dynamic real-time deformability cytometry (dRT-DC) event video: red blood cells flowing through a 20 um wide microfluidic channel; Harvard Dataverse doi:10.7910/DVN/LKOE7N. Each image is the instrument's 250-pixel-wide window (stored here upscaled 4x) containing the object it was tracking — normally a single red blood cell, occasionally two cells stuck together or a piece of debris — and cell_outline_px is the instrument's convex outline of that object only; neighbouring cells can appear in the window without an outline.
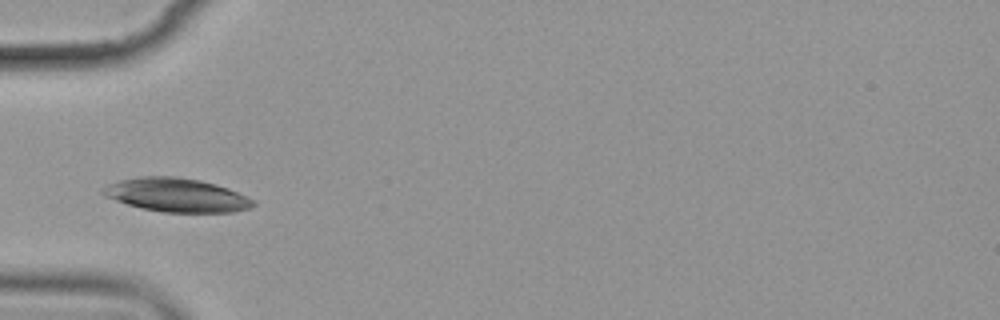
{"species": "common noctule bat (a hibernating species)", "species_latin": "Nyctalus noctula", "temperature_condition": "cold", "stored_images_in_passage": 10, "camera_frame_rate_fps": 3000, "um_per_image_px": 0.085, "animal": {"sex": "female", "body_mass_g": 19.9}, "frame": {"image": 1, "passage_image": 6, "time_ms": 6.0, "image_size_px": [1000, 320], "cell_outline_px": [[256, 204], [248, 208], [232, 212], [164, 212], [140, 208], [104, 196], [100, 192], [108, 184], [120, 180], [140, 176], [176, 176], [200, 180], [216, 184], [228, 188], [248, 196], [256, 200]], "centroid_in_image_um": [15.03, 16.57], "position_along_channel_um": 70.0, "area_um2": 29.54}}
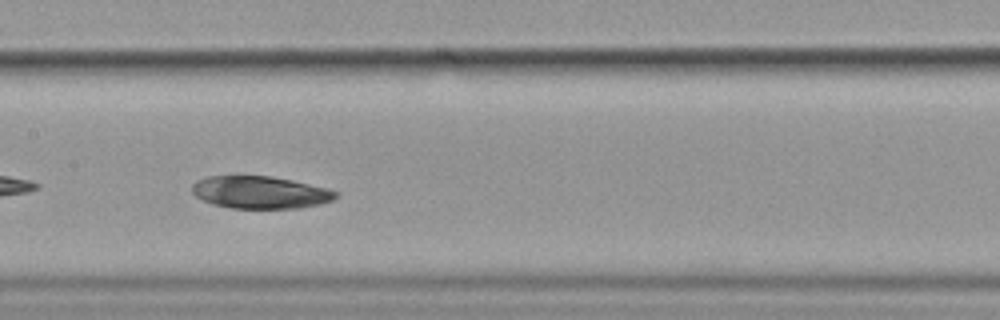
{"frame": {"image": 2, "passage_image": 9, "time_ms": 9.333, "image_size_px": [1000, 320], "cell_outline_px": [[336, 196], [332, 200], [320, 204], [296, 208], [228, 208], [212, 204], [200, 200], [192, 192], [192, 184], [196, 180], [208, 176], [272, 176], [292, 180], [324, 188], [336, 192]], "centroid_in_image_um": [22.03, 16.35], "position_along_channel_um": 185.4, "area_um2": 26.99}}
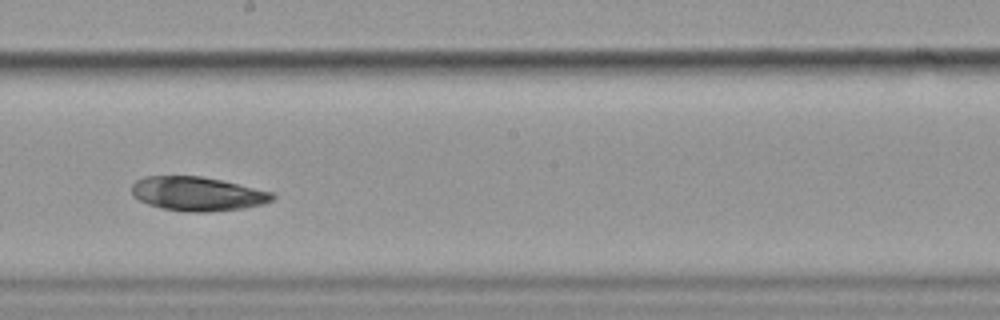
{"frame": {"image": 3, "passage_image": 10, "time_ms": 10.667, "image_size_px": [1000, 320], "cell_outline_px": [[276, 196], [272, 200], [260, 204], [244, 208], [208, 212], [188, 212], [160, 208], [148, 204], [132, 196], [132, 184], [136, 180], [144, 176], [200, 176], [220, 180], [272, 192]], "centroid_in_image_um": [16.74, 16.48], "position_along_channel_um": 231.5, "area_um2": 27.8}}